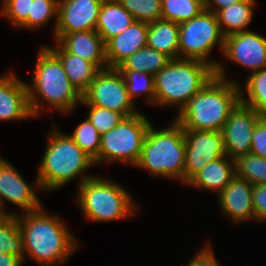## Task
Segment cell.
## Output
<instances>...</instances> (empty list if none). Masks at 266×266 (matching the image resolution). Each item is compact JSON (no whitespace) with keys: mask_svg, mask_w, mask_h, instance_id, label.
<instances>
[{"mask_svg":"<svg viewBox=\"0 0 266 266\" xmlns=\"http://www.w3.org/2000/svg\"><path fill=\"white\" fill-rule=\"evenodd\" d=\"M150 125L151 122L141 112L123 117L115 128L101 135L95 165L127 163L135 167Z\"/></svg>","mask_w":266,"mask_h":266,"instance_id":"ba28073f","label":"cell"},{"mask_svg":"<svg viewBox=\"0 0 266 266\" xmlns=\"http://www.w3.org/2000/svg\"><path fill=\"white\" fill-rule=\"evenodd\" d=\"M235 176V162L224 155L208 162L186 185L206 191H215L217 195Z\"/></svg>","mask_w":266,"mask_h":266,"instance_id":"ffe728a7","label":"cell"},{"mask_svg":"<svg viewBox=\"0 0 266 266\" xmlns=\"http://www.w3.org/2000/svg\"><path fill=\"white\" fill-rule=\"evenodd\" d=\"M80 104L89 108L87 118L101 135L115 128L124 117L116 111L89 105L83 98Z\"/></svg>","mask_w":266,"mask_h":266,"instance_id":"836d02e7","label":"cell"},{"mask_svg":"<svg viewBox=\"0 0 266 266\" xmlns=\"http://www.w3.org/2000/svg\"><path fill=\"white\" fill-rule=\"evenodd\" d=\"M221 62L215 75L196 93L175 116L183 130H209L221 132L230 112L240 102V86L226 78Z\"/></svg>","mask_w":266,"mask_h":266,"instance_id":"7a4b0ae2","label":"cell"},{"mask_svg":"<svg viewBox=\"0 0 266 266\" xmlns=\"http://www.w3.org/2000/svg\"><path fill=\"white\" fill-rule=\"evenodd\" d=\"M69 136L93 160L98 157L101 134L88 118H85Z\"/></svg>","mask_w":266,"mask_h":266,"instance_id":"1f68e13d","label":"cell"},{"mask_svg":"<svg viewBox=\"0 0 266 266\" xmlns=\"http://www.w3.org/2000/svg\"><path fill=\"white\" fill-rule=\"evenodd\" d=\"M235 175L254 185L266 184V158L252 153L234 159Z\"/></svg>","mask_w":266,"mask_h":266,"instance_id":"4dcf8cb0","label":"cell"},{"mask_svg":"<svg viewBox=\"0 0 266 266\" xmlns=\"http://www.w3.org/2000/svg\"><path fill=\"white\" fill-rule=\"evenodd\" d=\"M33 0H3L0 16L7 18L13 27H19L31 14Z\"/></svg>","mask_w":266,"mask_h":266,"instance_id":"e575fe53","label":"cell"},{"mask_svg":"<svg viewBox=\"0 0 266 266\" xmlns=\"http://www.w3.org/2000/svg\"><path fill=\"white\" fill-rule=\"evenodd\" d=\"M222 54L251 73L260 71L266 68V38L252 30L228 35Z\"/></svg>","mask_w":266,"mask_h":266,"instance_id":"5bb4252c","label":"cell"},{"mask_svg":"<svg viewBox=\"0 0 266 266\" xmlns=\"http://www.w3.org/2000/svg\"><path fill=\"white\" fill-rule=\"evenodd\" d=\"M250 153L266 158V115H263L255 125Z\"/></svg>","mask_w":266,"mask_h":266,"instance_id":"d590c367","label":"cell"},{"mask_svg":"<svg viewBox=\"0 0 266 266\" xmlns=\"http://www.w3.org/2000/svg\"><path fill=\"white\" fill-rule=\"evenodd\" d=\"M124 76L127 92L134 102L138 95H142L145 101L155 106L154 75L136 70H119Z\"/></svg>","mask_w":266,"mask_h":266,"instance_id":"83f0119b","label":"cell"},{"mask_svg":"<svg viewBox=\"0 0 266 266\" xmlns=\"http://www.w3.org/2000/svg\"><path fill=\"white\" fill-rule=\"evenodd\" d=\"M23 261L12 254H0V266H22Z\"/></svg>","mask_w":266,"mask_h":266,"instance_id":"ab89813d","label":"cell"},{"mask_svg":"<svg viewBox=\"0 0 266 266\" xmlns=\"http://www.w3.org/2000/svg\"><path fill=\"white\" fill-rule=\"evenodd\" d=\"M253 185L235 175L226 187L217 195L219 209L233 221L242 223L255 220L252 204Z\"/></svg>","mask_w":266,"mask_h":266,"instance_id":"2e32d148","label":"cell"},{"mask_svg":"<svg viewBox=\"0 0 266 266\" xmlns=\"http://www.w3.org/2000/svg\"><path fill=\"white\" fill-rule=\"evenodd\" d=\"M198 251L199 252L193 256V259L191 257L187 266H220L210 244L206 243L204 247Z\"/></svg>","mask_w":266,"mask_h":266,"instance_id":"74e56055","label":"cell"},{"mask_svg":"<svg viewBox=\"0 0 266 266\" xmlns=\"http://www.w3.org/2000/svg\"><path fill=\"white\" fill-rule=\"evenodd\" d=\"M215 75L209 64L195 59H172L154 76L155 106H177V114Z\"/></svg>","mask_w":266,"mask_h":266,"instance_id":"8992f818","label":"cell"},{"mask_svg":"<svg viewBox=\"0 0 266 266\" xmlns=\"http://www.w3.org/2000/svg\"><path fill=\"white\" fill-rule=\"evenodd\" d=\"M82 98L89 105L116 111L124 117L140 112L127 92L124 76L117 68L100 70Z\"/></svg>","mask_w":266,"mask_h":266,"instance_id":"30bf717a","label":"cell"},{"mask_svg":"<svg viewBox=\"0 0 266 266\" xmlns=\"http://www.w3.org/2000/svg\"><path fill=\"white\" fill-rule=\"evenodd\" d=\"M242 0H203L204 9L216 13L222 8H227L232 4H235Z\"/></svg>","mask_w":266,"mask_h":266,"instance_id":"f35d334b","label":"cell"},{"mask_svg":"<svg viewBox=\"0 0 266 266\" xmlns=\"http://www.w3.org/2000/svg\"><path fill=\"white\" fill-rule=\"evenodd\" d=\"M147 46L172 59H179V24L158 19L148 24Z\"/></svg>","mask_w":266,"mask_h":266,"instance_id":"603a6c76","label":"cell"},{"mask_svg":"<svg viewBox=\"0 0 266 266\" xmlns=\"http://www.w3.org/2000/svg\"><path fill=\"white\" fill-rule=\"evenodd\" d=\"M136 21L152 23L161 19L162 0H118Z\"/></svg>","mask_w":266,"mask_h":266,"instance_id":"d6a6232c","label":"cell"},{"mask_svg":"<svg viewBox=\"0 0 266 266\" xmlns=\"http://www.w3.org/2000/svg\"><path fill=\"white\" fill-rule=\"evenodd\" d=\"M53 129L47 135V147L36 178L42 191L57 190L79 177V185L93 177L85 173L95 165L89 157L69 136L53 123ZM85 173V174H84Z\"/></svg>","mask_w":266,"mask_h":266,"instance_id":"277c9868","label":"cell"},{"mask_svg":"<svg viewBox=\"0 0 266 266\" xmlns=\"http://www.w3.org/2000/svg\"><path fill=\"white\" fill-rule=\"evenodd\" d=\"M78 187L76 204L86 220L100 223L136 216L137 204L119 183L93 175Z\"/></svg>","mask_w":266,"mask_h":266,"instance_id":"52a82bcc","label":"cell"},{"mask_svg":"<svg viewBox=\"0 0 266 266\" xmlns=\"http://www.w3.org/2000/svg\"><path fill=\"white\" fill-rule=\"evenodd\" d=\"M186 139L184 184H187L208 162L226 155L222 132L184 130Z\"/></svg>","mask_w":266,"mask_h":266,"instance_id":"7c38bea8","label":"cell"},{"mask_svg":"<svg viewBox=\"0 0 266 266\" xmlns=\"http://www.w3.org/2000/svg\"><path fill=\"white\" fill-rule=\"evenodd\" d=\"M23 236L24 260L28 257L42 266H59L77 250L79 243L64 220L40 209L16 215Z\"/></svg>","mask_w":266,"mask_h":266,"instance_id":"6da1fadb","label":"cell"},{"mask_svg":"<svg viewBox=\"0 0 266 266\" xmlns=\"http://www.w3.org/2000/svg\"><path fill=\"white\" fill-rule=\"evenodd\" d=\"M53 38L65 52L93 63L99 70L108 68L105 42L96 30L54 34Z\"/></svg>","mask_w":266,"mask_h":266,"instance_id":"e0dca14e","label":"cell"},{"mask_svg":"<svg viewBox=\"0 0 266 266\" xmlns=\"http://www.w3.org/2000/svg\"><path fill=\"white\" fill-rule=\"evenodd\" d=\"M252 204L257 223H266V184L253 186Z\"/></svg>","mask_w":266,"mask_h":266,"instance_id":"8d00e7d4","label":"cell"},{"mask_svg":"<svg viewBox=\"0 0 266 266\" xmlns=\"http://www.w3.org/2000/svg\"><path fill=\"white\" fill-rule=\"evenodd\" d=\"M35 190H42L37 178L33 186L29 185L10 162L0 157V215L18 214L5 210V201L18 206L21 214L40 209L43 204Z\"/></svg>","mask_w":266,"mask_h":266,"instance_id":"8fae6325","label":"cell"},{"mask_svg":"<svg viewBox=\"0 0 266 266\" xmlns=\"http://www.w3.org/2000/svg\"><path fill=\"white\" fill-rule=\"evenodd\" d=\"M203 10V0H162L161 18L180 24Z\"/></svg>","mask_w":266,"mask_h":266,"instance_id":"f546056e","label":"cell"},{"mask_svg":"<svg viewBox=\"0 0 266 266\" xmlns=\"http://www.w3.org/2000/svg\"><path fill=\"white\" fill-rule=\"evenodd\" d=\"M103 0H59L54 34L95 30Z\"/></svg>","mask_w":266,"mask_h":266,"instance_id":"9a60e30c","label":"cell"},{"mask_svg":"<svg viewBox=\"0 0 266 266\" xmlns=\"http://www.w3.org/2000/svg\"><path fill=\"white\" fill-rule=\"evenodd\" d=\"M25 82L11 71L0 76V121L34 118Z\"/></svg>","mask_w":266,"mask_h":266,"instance_id":"ac0fdd59","label":"cell"},{"mask_svg":"<svg viewBox=\"0 0 266 266\" xmlns=\"http://www.w3.org/2000/svg\"><path fill=\"white\" fill-rule=\"evenodd\" d=\"M256 0H242L227 8L218 10L215 15L223 35L248 31V26L253 21Z\"/></svg>","mask_w":266,"mask_h":266,"instance_id":"cb8c5ba5","label":"cell"},{"mask_svg":"<svg viewBox=\"0 0 266 266\" xmlns=\"http://www.w3.org/2000/svg\"><path fill=\"white\" fill-rule=\"evenodd\" d=\"M58 3L59 0H33L31 1V14L28 18L18 27L34 31L52 20H54L53 35L57 26L58 20Z\"/></svg>","mask_w":266,"mask_h":266,"instance_id":"f1b7e54d","label":"cell"},{"mask_svg":"<svg viewBox=\"0 0 266 266\" xmlns=\"http://www.w3.org/2000/svg\"><path fill=\"white\" fill-rule=\"evenodd\" d=\"M170 58L165 54L148 46L142 47L118 67V70H136L156 75L169 62Z\"/></svg>","mask_w":266,"mask_h":266,"instance_id":"d4e9b609","label":"cell"},{"mask_svg":"<svg viewBox=\"0 0 266 266\" xmlns=\"http://www.w3.org/2000/svg\"><path fill=\"white\" fill-rule=\"evenodd\" d=\"M245 91L240 86V102L262 115H266V68L251 73L246 78ZM244 91V92H243Z\"/></svg>","mask_w":266,"mask_h":266,"instance_id":"484cf974","label":"cell"},{"mask_svg":"<svg viewBox=\"0 0 266 266\" xmlns=\"http://www.w3.org/2000/svg\"><path fill=\"white\" fill-rule=\"evenodd\" d=\"M45 46L60 60L71 84L83 95L100 70L93 63L65 52L57 43Z\"/></svg>","mask_w":266,"mask_h":266,"instance_id":"44dd1931","label":"cell"},{"mask_svg":"<svg viewBox=\"0 0 266 266\" xmlns=\"http://www.w3.org/2000/svg\"><path fill=\"white\" fill-rule=\"evenodd\" d=\"M263 115L239 102L230 112L222 129L226 155L231 159L249 154L252 148V133Z\"/></svg>","mask_w":266,"mask_h":266,"instance_id":"4fadbf2b","label":"cell"},{"mask_svg":"<svg viewBox=\"0 0 266 266\" xmlns=\"http://www.w3.org/2000/svg\"><path fill=\"white\" fill-rule=\"evenodd\" d=\"M134 21V17L118 0H103L95 30L106 42L121 34Z\"/></svg>","mask_w":266,"mask_h":266,"instance_id":"7402d4cb","label":"cell"},{"mask_svg":"<svg viewBox=\"0 0 266 266\" xmlns=\"http://www.w3.org/2000/svg\"><path fill=\"white\" fill-rule=\"evenodd\" d=\"M185 152L184 130L175 119L160 130H155L151 124L135 167L153 177L179 180L184 185Z\"/></svg>","mask_w":266,"mask_h":266,"instance_id":"5b68a950","label":"cell"},{"mask_svg":"<svg viewBox=\"0 0 266 266\" xmlns=\"http://www.w3.org/2000/svg\"><path fill=\"white\" fill-rule=\"evenodd\" d=\"M34 65L32 83L26 84L33 117L47 110L45 104L62 114L73 112L81 103L82 95L71 84L60 60L41 45Z\"/></svg>","mask_w":266,"mask_h":266,"instance_id":"3957f363","label":"cell"},{"mask_svg":"<svg viewBox=\"0 0 266 266\" xmlns=\"http://www.w3.org/2000/svg\"><path fill=\"white\" fill-rule=\"evenodd\" d=\"M223 35L215 13L204 9L191 20L179 24V59L203 61L214 69L220 62L209 59L214 47L224 49Z\"/></svg>","mask_w":266,"mask_h":266,"instance_id":"9c48e42d","label":"cell"},{"mask_svg":"<svg viewBox=\"0 0 266 266\" xmlns=\"http://www.w3.org/2000/svg\"><path fill=\"white\" fill-rule=\"evenodd\" d=\"M148 23L134 21L121 34L105 42L108 68H117L124 60L147 46Z\"/></svg>","mask_w":266,"mask_h":266,"instance_id":"d6986e66","label":"cell"},{"mask_svg":"<svg viewBox=\"0 0 266 266\" xmlns=\"http://www.w3.org/2000/svg\"><path fill=\"white\" fill-rule=\"evenodd\" d=\"M12 254L24 263L23 236L16 215H0V254Z\"/></svg>","mask_w":266,"mask_h":266,"instance_id":"4316f807","label":"cell"}]
</instances>
